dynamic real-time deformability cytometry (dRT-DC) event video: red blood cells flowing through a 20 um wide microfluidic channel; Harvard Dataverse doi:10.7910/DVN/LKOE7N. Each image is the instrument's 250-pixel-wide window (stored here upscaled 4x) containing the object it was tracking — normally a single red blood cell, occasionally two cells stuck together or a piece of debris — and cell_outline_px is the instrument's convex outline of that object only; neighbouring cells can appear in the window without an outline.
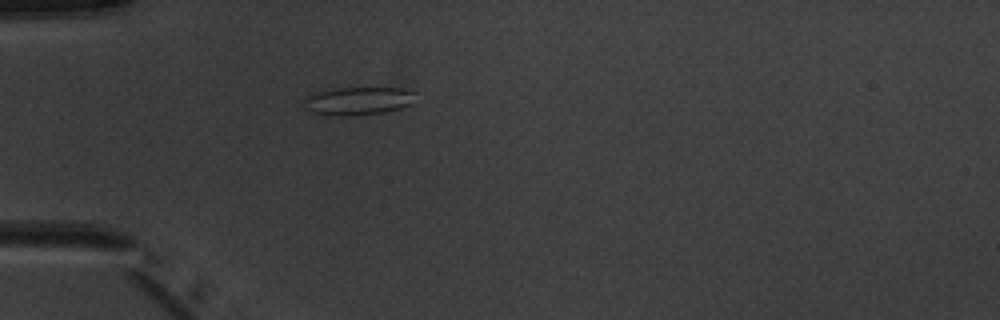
{"species": "common noctule bat (a hibernating species)", "species_latin": "Nyctalus noctula", "temperature_condition": "warm", "stored_images_in_passage": 1, "camera_frame_rate_fps": 3000, "um_per_image_px": 0.085, "animal": {"sex": "male", "body_mass_g": 20.1, "forearm_length_mm": 53.5}, "frame": {"image": 1, "passage_image": 1, "time_ms": 0.0, "image_size_px": [1000, 320], "cell_outline_px": [[416, 92], [412, 104], [400, 108], [384, 112], [340, 116], [312, 112], [304, 108], [304, 96], [336, 88], [400, 88]], "centroid_in_image_um": [30.44, 8.57], "position_along_channel_um": 54.6, "area_um2": 18.03}}